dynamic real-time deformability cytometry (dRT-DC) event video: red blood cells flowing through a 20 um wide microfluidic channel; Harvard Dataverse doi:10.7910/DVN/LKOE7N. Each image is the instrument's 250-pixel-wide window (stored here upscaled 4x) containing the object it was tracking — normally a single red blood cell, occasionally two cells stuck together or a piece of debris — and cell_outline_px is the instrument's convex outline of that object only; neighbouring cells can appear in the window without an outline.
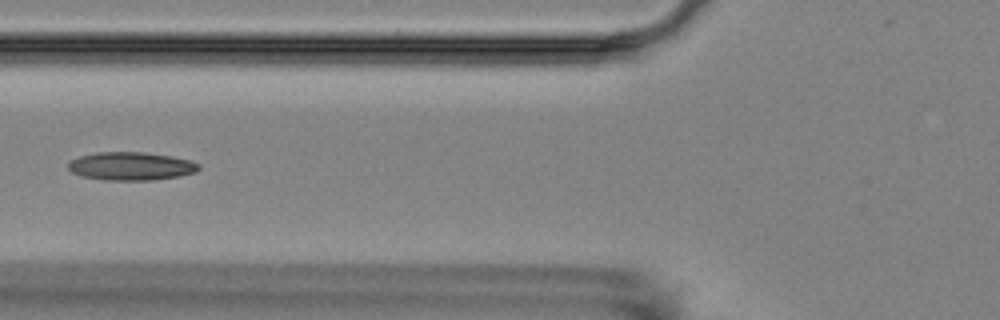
{"species": "Egyptian fruit bat (a non-hibernating species)", "species_latin": "Rousettus aegyptiacus", "temperature_condition": "room temperature", "stored_images_in_passage": 8, "camera_frame_rate_fps": 3000, "um_per_image_px": 0.085, "animal": {"sex": "female"}, "frame": {"image": 1, "passage_image": 6, "time_ms": 6.667, "image_size_px": [1000, 320], "cell_outline_px": [[200, 168], [196, 172], [180, 176], [152, 180], [104, 180], [84, 176], [72, 172], [68, 168], [68, 164], [72, 160], [80, 156], [100, 152], [144, 152], [172, 156], [192, 160], [200, 164]], "centroid_in_image_um": [11.2, 14.12], "position_along_channel_um": 114.6, "area_um2": 21.44}}
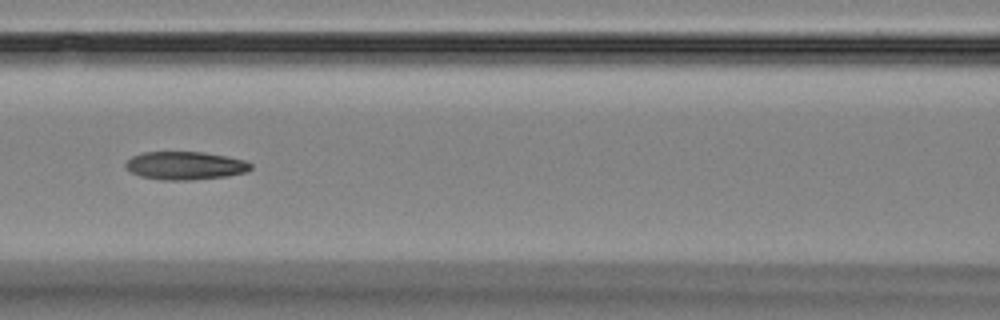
{"frame": {"image": 2, "passage_image": 7, "time_ms": 7.667, "image_size_px": [1000, 320], "cell_outline_px": [[252, 168], [248, 172], [228, 176], [192, 180], [164, 180], [140, 176], [132, 172], [124, 164], [132, 156], [144, 152], [204, 152], [228, 156], [244, 160], [252, 164]], "centroid_in_image_um": [15.79, 14.08], "position_along_channel_um": 150.8, "area_um2": 20.58}}
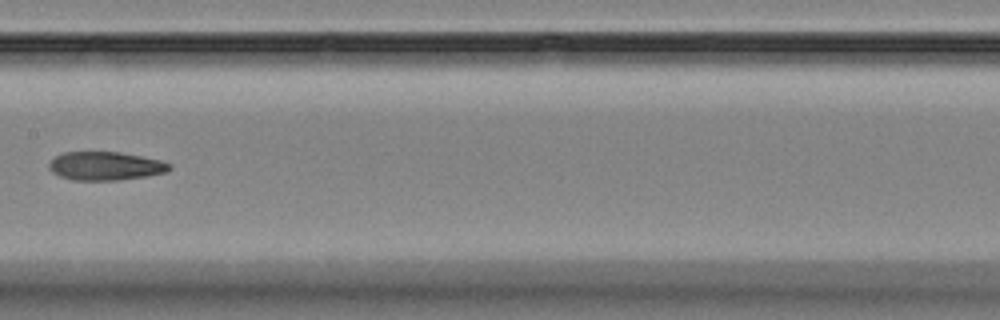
{"frame": {"image": 3, "passage_image": 8, "time_ms": 9.0, "image_size_px": [1000, 320], "cell_outline_px": [[172, 168], [168, 172], [148, 176], [120, 180], [72, 180], [60, 176], [52, 172], [48, 168], [48, 164], [56, 156], [64, 152], [120, 152], [160, 160], [172, 164]], "centroid_in_image_um": [8.99, 14.11], "position_along_channel_um": 198.4, "area_um2": 20.11}}